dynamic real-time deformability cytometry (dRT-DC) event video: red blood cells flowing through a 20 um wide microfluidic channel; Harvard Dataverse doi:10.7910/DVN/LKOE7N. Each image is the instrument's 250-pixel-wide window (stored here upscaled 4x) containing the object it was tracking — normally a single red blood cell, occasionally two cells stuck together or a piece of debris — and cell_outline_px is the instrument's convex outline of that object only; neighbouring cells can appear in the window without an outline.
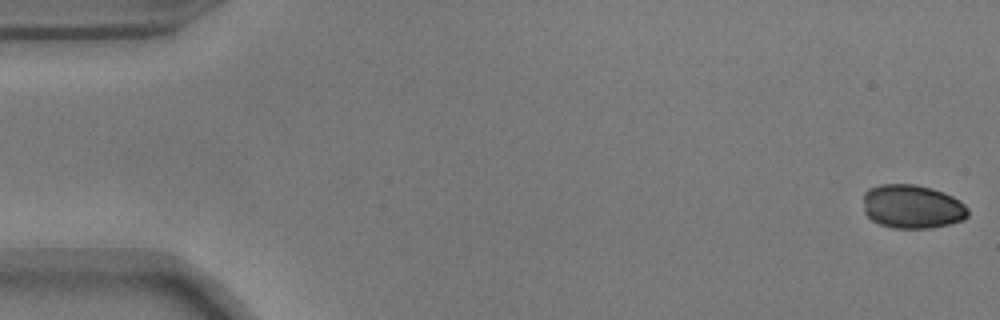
{"species": "common noctule bat (a hibernating species)", "species_latin": "Nyctalus noctula", "temperature_condition": "warm", "stored_images_in_passage": 54, "camera_frame_rate_fps": 3000, "um_per_image_px": 0.085, "animal": {"sex": "male", "body_mass_g": 17.9}, "frame": {"image": 1, "passage_image": 1, "time_ms": 0.0, "image_size_px": [1000, 320], "cell_outline_px": [[968, 216], [964, 220], [948, 224], [928, 228], [892, 228], [880, 224], [872, 220], [864, 212], [864, 192], [868, 188], [880, 184], [916, 184], [932, 188], [944, 192], [960, 200], [968, 208]], "centroid_in_image_um": [77.54, 17.55], "position_along_channel_um": 7.5, "area_um2": 26.93}}
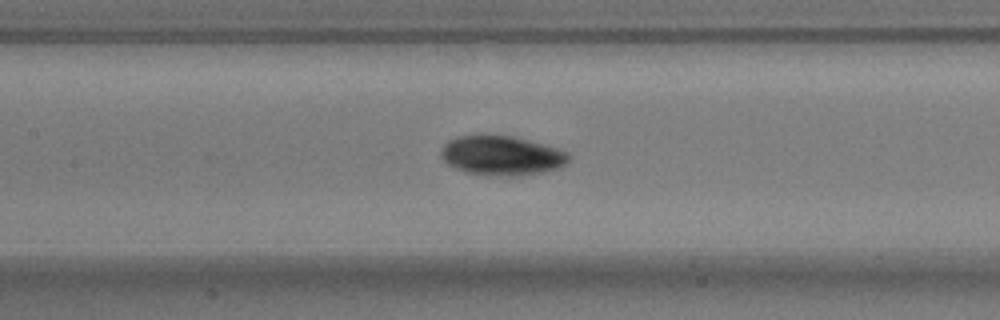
{"frame": {"image": 2, "passage_image": 25, "time_ms": 8.0, "image_size_px": [1000, 320], "cell_outline_px": [[568, 160], [564, 164], [556, 168], [544, 172], [520, 176], [496, 176], [464, 172], [448, 164], [440, 156], [440, 152], [444, 144], [448, 140], [456, 136], [512, 136], [544, 144], [568, 152]], "centroid_in_image_um": [42.61, 13.23], "position_along_channel_um": 164.8, "area_um2": 29.19}}
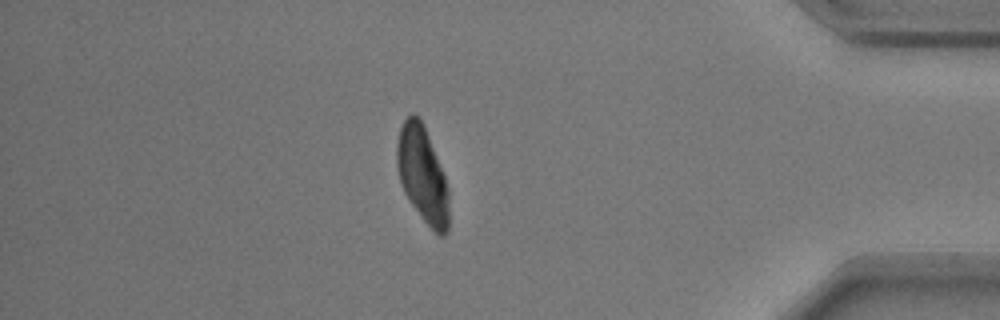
{"frame": {"image": 3, "passage_image": 47, "time_ms": 15.333, "image_size_px": [1000, 320], "cell_outline_px": [[448, 232], [444, 236], [436, 236], [408, 200], [400, 184], [396, 164], [396, 144], [400, 128], [404, 120], [412, 112], [424, 124], [444, 176], [448, 188]], "centroid_in_image_um": [35.89, 14.88], "position_along_channel_um": 399.3, "area_um2": 29.25}, "authors_computed_cell_mechanics": {"area_um2": 28.6977, "velocity_mm_per_s": 3.7154, "shape_relaxation_time_tau1_ms": 8.2097, "shape_relaxation_time_tau2_ms": 7.26, "deformation_change_tau1": 0.1996, "deformation_change_tau2": 0.0744}}